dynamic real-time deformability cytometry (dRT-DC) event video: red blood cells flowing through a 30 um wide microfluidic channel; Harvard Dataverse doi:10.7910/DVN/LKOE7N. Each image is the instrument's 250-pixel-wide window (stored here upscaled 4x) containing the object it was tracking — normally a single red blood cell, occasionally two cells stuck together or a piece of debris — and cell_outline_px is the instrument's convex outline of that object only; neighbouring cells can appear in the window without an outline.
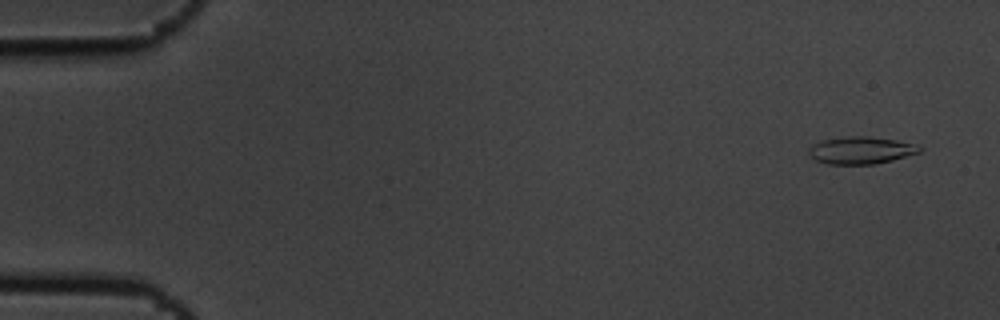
{"species": "common noctule bat (a hibernating species)", "species_latin": "Nyctalus noctula", "temperature_condition": "cold", "stored_images_in_passage": 4, "camera_frame_rate_fps": 3000, "um_per_image_px": 0.085, "animal": {"sex": "male", "body_mass_g": 19.5, "forearm_length_mm": 54.6}, "frame": {"image": 1, "passage_image": 1, "time_ms": 0.0, "image_size_px": [1000, 320], "cell_outline_px": [[924, 148], [920, 152], [892, 160], [876, 164], [824, 164], [816, 160], [808, 152], [808, 148], [812, 144], [824, 140], [848, 136], [868, 136], [896, 140], [916, 144]], "centroid_in_image_um": [73.19, 12.77], "position_along_channel_um": 11.8, "area_um2": 17.63}}